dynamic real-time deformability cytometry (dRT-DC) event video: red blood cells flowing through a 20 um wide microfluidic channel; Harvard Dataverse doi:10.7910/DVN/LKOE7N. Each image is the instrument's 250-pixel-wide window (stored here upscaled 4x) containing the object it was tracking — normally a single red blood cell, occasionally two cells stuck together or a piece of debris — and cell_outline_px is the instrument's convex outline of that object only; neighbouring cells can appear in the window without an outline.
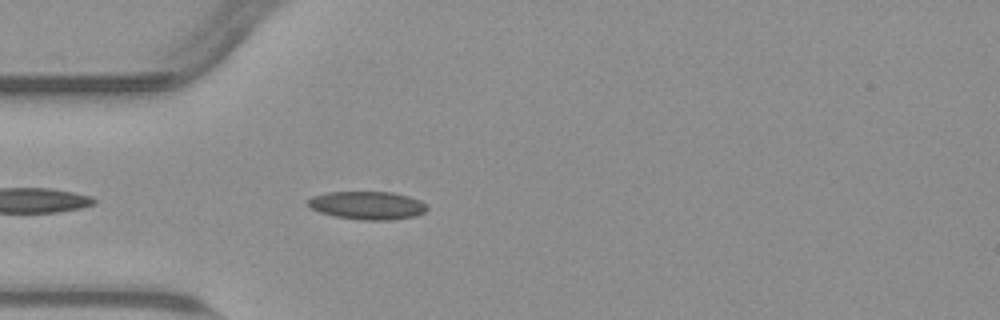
{"species": "common noctule bat (a hibernating species)", "species_latin": "Nyctalus noctula", "temperature_condition": "warm", "stored_images_in_passage": 27, "camera_frame_rate_fps": 3000, "um_per_image_px": 0.085, "animal": {"sex": "male", "body_mass_g": 23.1, "forearm_length_mm": 52.7}, "frame": {"image": 1, "passage_image": 4, "time_ms": 1.0, "image_size_px": [1000, 320], "cell_outline_px": [[428, 208], [424, 212], [416, 216], [392, 220], [360, 220], [336, 216], [320, 212], [304, 204], [312, 196], [328, 192], [392, 192], [408, 196], [420, 200]], "centroid_in_image_um": [31.21, 17.46], "position_along_channel_um": 53.8, "area_um2": 19.54}}
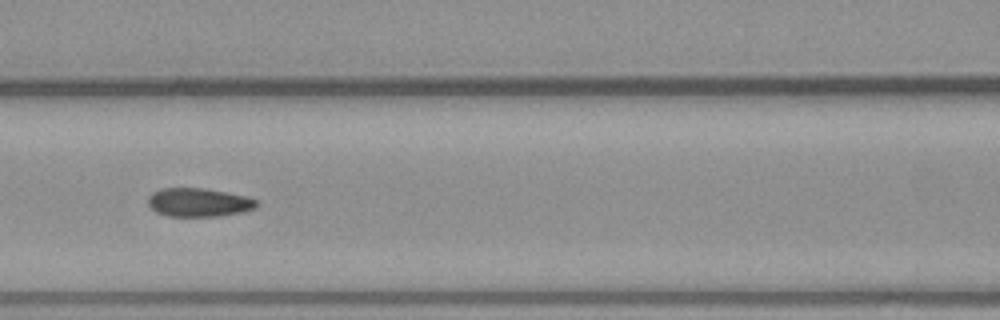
{"frame": {"image": 2, "passage_image": 12, "time_ms": 3.667, "image_size_px": [1000, 320], "cell_outline_px": [[260, 204], [256, 208], [240, 212], [220, 216], [168, 216], [156, 212], [148, 204], [148, 196], [152, 192], [160, 188], [204, 188], [228, 192], [244, 196], [256, 200]], "centroid_in_image_um": [16.88, 17.2], "position_along_channel_um": 149.7, "area_um2": 18.15}}
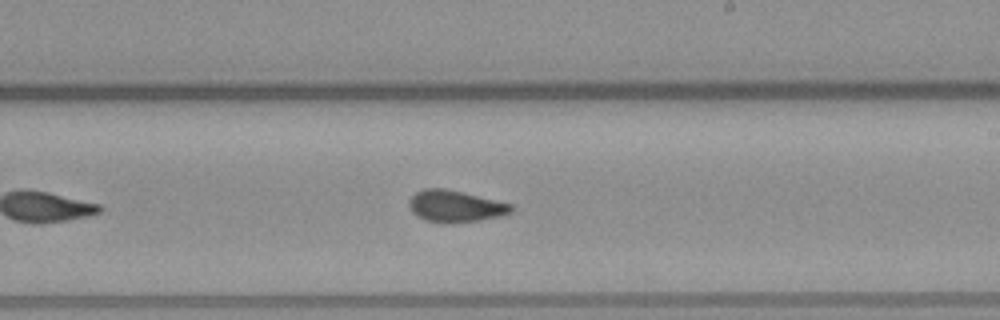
{"frame": {"image": 3, "passage_image": 20, "time_ms": 6.333, "image_size_px": [1000, 320], "cell_outline_px": [[516, 208], [512, 212], [500, 216], [476, 220], [424, 220], [416, 216], [412, 212], [408, 204], [408, 200], [416, 192], [424, 188], [444, 188], [464, 192], [512, 204]], "centroid_in_image_um": [38.71, 17.47], "position_along_channel_um": 250.3, "area_um2": 18.32}}